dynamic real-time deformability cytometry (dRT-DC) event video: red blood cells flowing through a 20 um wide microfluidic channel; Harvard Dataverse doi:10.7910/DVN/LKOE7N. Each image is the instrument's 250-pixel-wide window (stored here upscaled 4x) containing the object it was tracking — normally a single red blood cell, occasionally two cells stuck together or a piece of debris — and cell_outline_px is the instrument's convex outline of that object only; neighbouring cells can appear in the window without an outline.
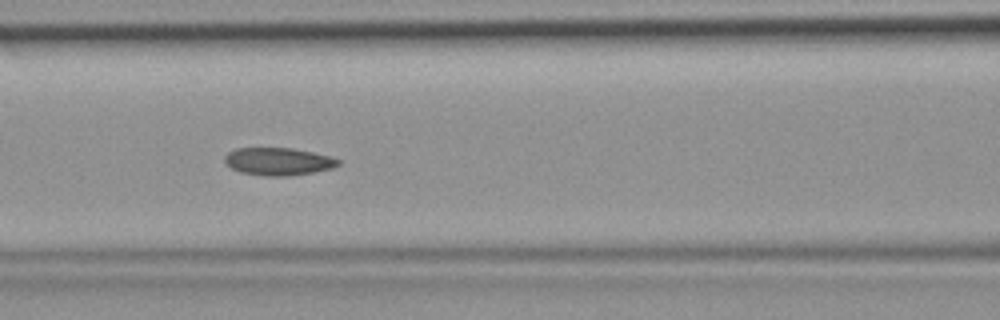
{"species": "common noctule bat (a hibernating species)", "species_latin": "Nyctalus noctula", "temperature_condition": "room temperature", "stored_images_in_passage": 47, "camera_frame_rate_fps": 3000, "um_per_image_px": 0.085, "animal": {"sex": "female", "body_mass_g": 19.9}, "frame": {"image": 1, "passage_image": 20, "time_ms": 6.333, "image_size_px": [1000, 320], "cell_outline_px": [[340, 164], [332, 168], [312, 172], [288, 176], [264, 176], [240, 172], [232, 168], [224, 160], [224, 156], [228, 152], [236, 148], [292, 148], [332, 156], [340, 160]], "centroid_in_image_um": [23.66, 13.72], "position_along_channel_um": 142.9, "area_um2": 18.26}}
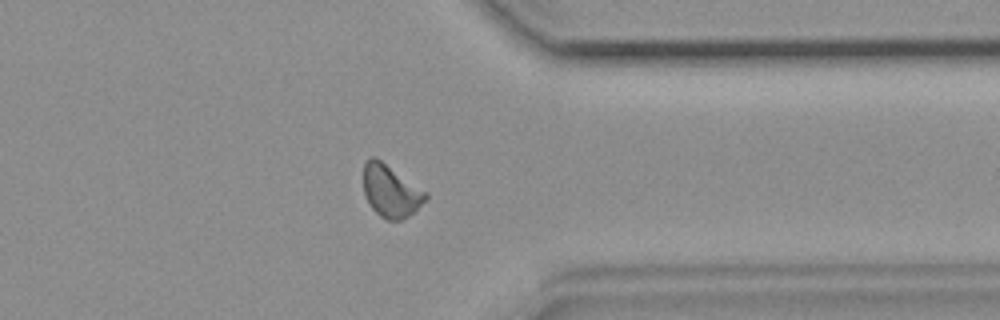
{"frame": {"image": 2, "passage_image": 37, "time_ms": 12.0, "image_size_px": [1000, 320], "cell_outline_px": [[428, 196], [408, 216], [400, 220], [384, 220], [368, 204], [364, 192], [364, 164], [372, 156], [376, 156], [428, 192]], "centroid_in_image_um": [33.2, 16.22], "position_along_channel_um": 378.2, "area_um2": 18.9}}
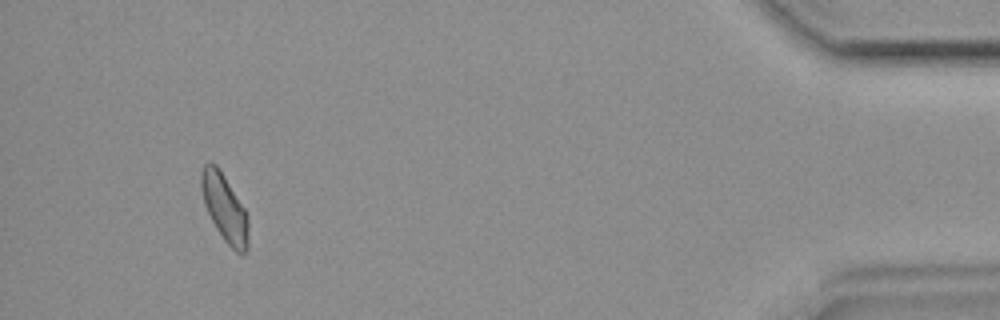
{"frame": {"image": 3, "passage_image": 44, "time_ms": 14.333, "image_size_px": [1000, 320], "cell_outline_px": [[248, 248], [240, 256], [224, 240], [216, 228], [204, 204], [200, 188], [200, 172], [204, 164], [216, 164], [224, 176], [244, 208], [248, 220]], "centroid_in_image_um": [19.08, 17.69], "position_along_channel_um": 416.1, "area_um2": 18.32}}